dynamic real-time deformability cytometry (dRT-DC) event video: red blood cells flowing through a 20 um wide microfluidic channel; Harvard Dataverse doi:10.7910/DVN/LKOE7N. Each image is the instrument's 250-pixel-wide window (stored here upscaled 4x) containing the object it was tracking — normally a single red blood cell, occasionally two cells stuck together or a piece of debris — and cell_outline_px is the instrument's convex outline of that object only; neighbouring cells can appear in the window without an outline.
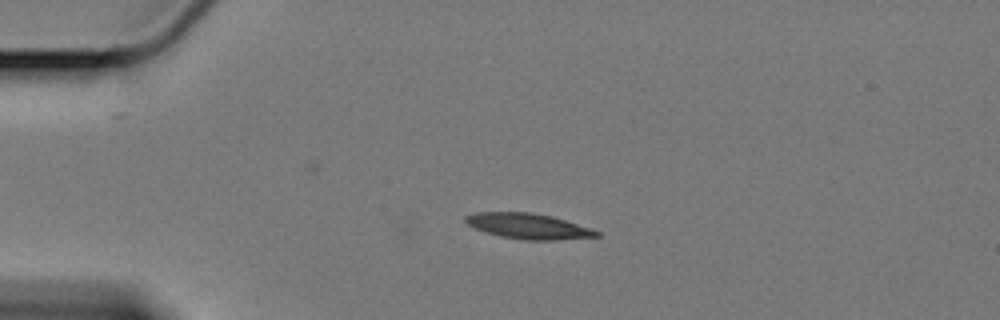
{"species": "Egyptian fruit bat (a non-hibernating species)", "species_latin": "Rousettus aegyptiacus", "temperature_condition": "cold", "stored_images_in_passage": 46, "camera_frame_rate_fps": 3000, "um_per_image_px": 0.085, "animal": {"sex": "female"}, "frame": {"image": 1, "passage_image": 1, "time_ms": 0.0, "image_size_px": [1000, 320], "cell_outline_px": [[600, 236], [552, 240], [524, 240], [500, 236], [476, 228], [468, 224], [464, 220], [464, 216], [476, 212], [528, 212], [552, 216], [600, 232]], "centroid_in_image_um": [44.87, 19.22], "position_along_channel_um": 40.1, "area_um2": 19.07}}
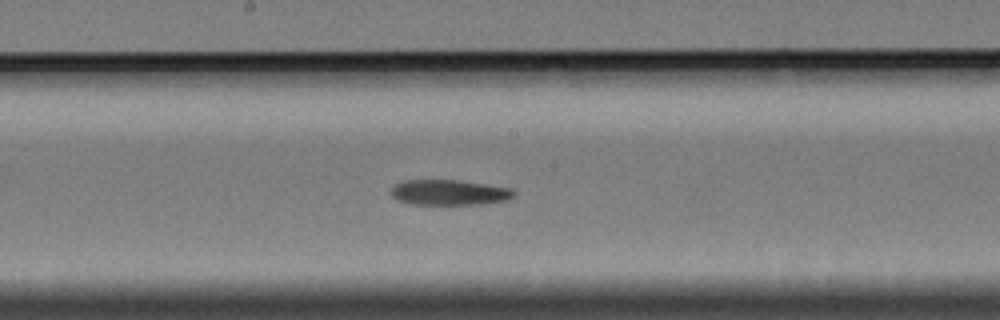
{"frame": {"image": 2, "passage_image": 19, "time_ms": 6.0, "image_size_px": [1000, 320], "cell_outline_px": [[516, 196], [504, 200], [476, 204], [412, 204], [396, 200], [392, 196], [392, 188], [396, 184], [404, 180], [460, 180], [512, 188], [516, 192]], "centroid_in_image_um": [38.19, 16.35], "position_along_channel_um": 210.0, "area_um2": 18.09}}
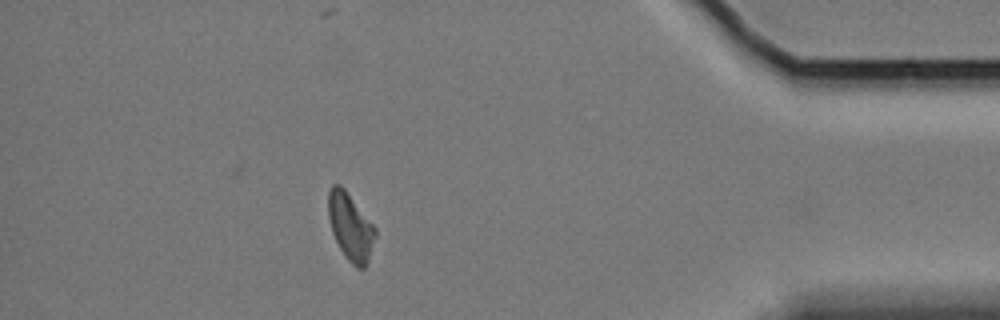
{"frame": {"image": 3, "passage_image": 40, "time_ms": 13.0, "image_size_px": [1000, 320], "cell_outline_px": [[376, 236], [368, 264], [364, 268], [356, 268], [344, 256], [332, 232], [328, 216], [328, 192], [332, 184], [340, 184], [344, 188], [376, 228]], "centroid_in_image_um": [29.79, 19.29], "position_along_channel_um": 405.4, "area_um2": 18.44}}